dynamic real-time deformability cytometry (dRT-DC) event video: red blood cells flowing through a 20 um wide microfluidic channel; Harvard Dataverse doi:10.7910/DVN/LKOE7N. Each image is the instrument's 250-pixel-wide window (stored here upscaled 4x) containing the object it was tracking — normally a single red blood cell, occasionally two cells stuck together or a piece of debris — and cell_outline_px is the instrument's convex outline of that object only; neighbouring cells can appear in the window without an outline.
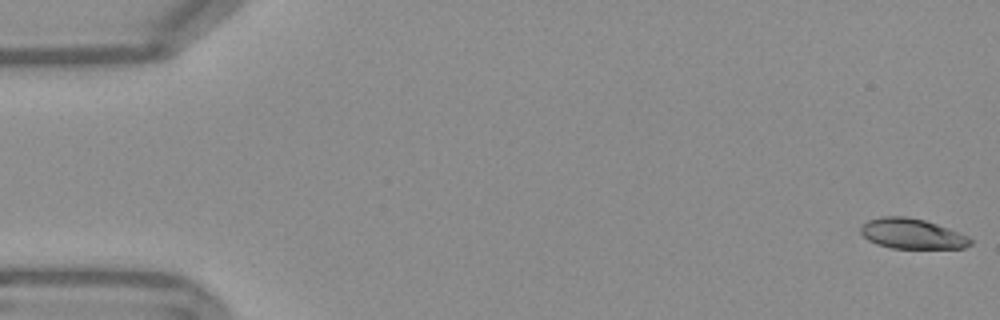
{"species": "Egyptian fruit bat (a non-hibernating species)", "species_latin": "Rousettus aegyptiacus", "temperature_condition": "warm", "stored_images_in_passage": 54, "camera_frame_rate_fps": 3000, "um_per_image_px": 0.085, "frame": {"image": 1, "passage_image": 1, "time_ms": 0.0, "image_size_px": [1000, 320], "cell_outline_px": [[972, 244], [964, 248], [892, 248], [876, 244], [868, 240], [860, 232], [860, 228], [868, 220], [880, 216], [908, 216], [924, 220], [948, 228], [968, 236], [972, 240]], "centroid_in_image_um": [77.51, 19.86], "position_along_channel_um": 7.5, "area_um2": 19.31}}
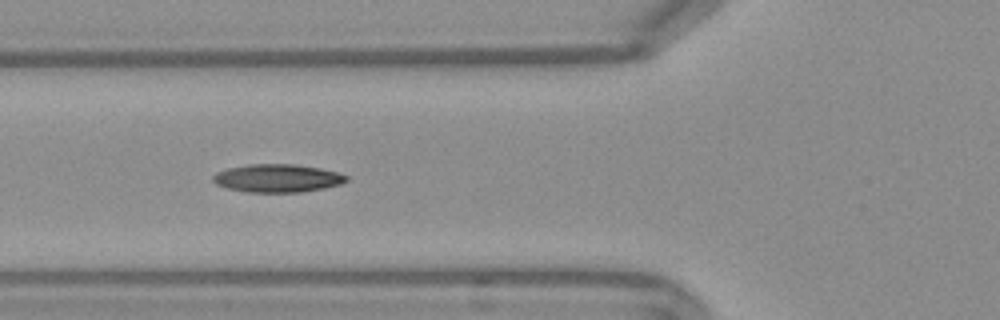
{"frame": {"image": 2, "passage_image": 20, "time_ms": 6.333, "image_size_px": [1000, 320], "cell_outline_px": [[348, 180], [340, 184], [324, 188], [300, 192], [244, 192], [228, 188], [216, 184], [212, 180], [212, 176], [216, 172], [228, 168], [248, 164], [292, 164], [320, 168], [336, 172], [348, 176]], "centroid_in_image_um": [23.55, 15.15], "position_along_channel_um": 102.2, "area_um2": 21.79}}
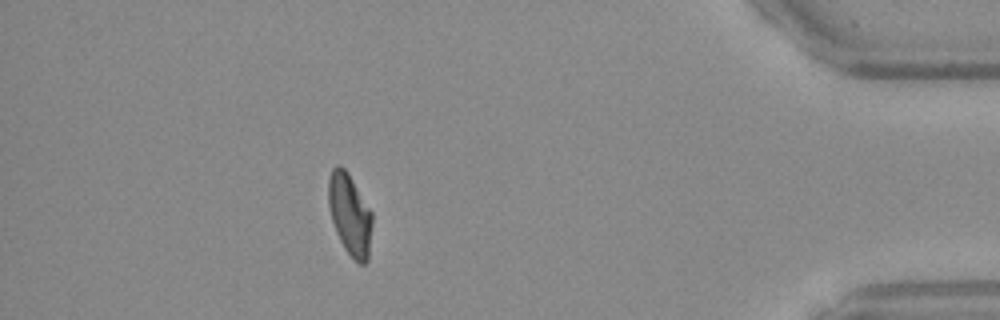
{"frame": {"image": 3, "passage_image": 48, "time_ms": 15.667, "image_size_px": [1000, 320], "cell_outline_px": [[372, 224], [368, 260], [364, 264], [360, 264], [344, 248], [336, 232], [332, 220], [328, 204], [328, 180], [332, 168], [336, 164], [340, 164], [348, 172], [372, 212]], "centroid_in_image_um": [29.73, 18.19], "position_along_channel_um": 405.5, "area_um2": 20.75}, "authors_computed_cell_mechanics": {"area_um2": 20.8369, "velocity_mm_per_s": 3.7737, "shape_relaxation_time_tau1_ms": null, "shape_relaxation_time_tau2_ms": 3.0611, "deformation_change_tau1": null, "deformation_change_tau2": 0.0885}}